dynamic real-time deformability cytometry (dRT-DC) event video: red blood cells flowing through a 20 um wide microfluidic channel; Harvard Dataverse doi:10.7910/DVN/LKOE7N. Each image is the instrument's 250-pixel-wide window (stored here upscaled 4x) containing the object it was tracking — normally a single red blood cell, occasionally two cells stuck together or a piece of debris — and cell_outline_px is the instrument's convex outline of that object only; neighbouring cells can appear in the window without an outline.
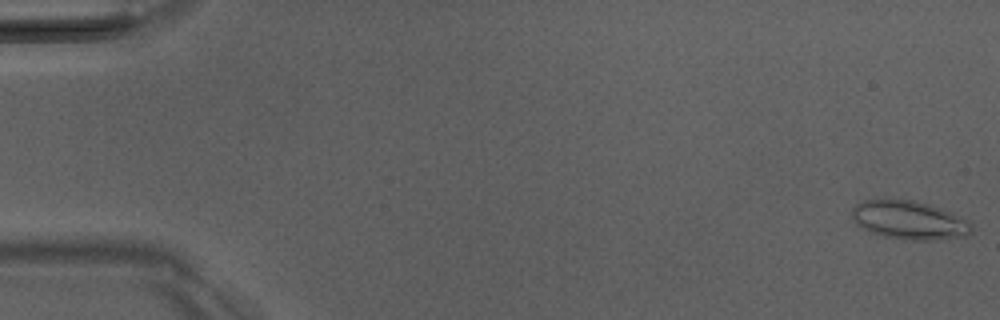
{"species": "Egyptian fruit bat (a non-hibernating species)", "species_latin": "Rousettus aegyptiacus", "temperature_condition": "room temperature", "stored_images_in_passage": 51, "camera_frame_rate_fps": 3000, "um_per_image_px": 0.085, "animal": {"sex": "male"}, "frame": {"image": 1, "passage_image": 1, "time_ms": 0.0, "image_size_px": [1000, 320], "cell_outline_px": [[972, 232], [968, 236], [932, 240], [904, 240], [884, 236], [868, 232], [856, 224], [852, 216], [852, 208], [856, 204], [864, 200], [916, 200], [952, 212], [968, 220], [972, 224]], "centroid_in_image_um": [77.3, 18.72], "position_along_channel_um": 7.7, "area_um2": 27.05}}
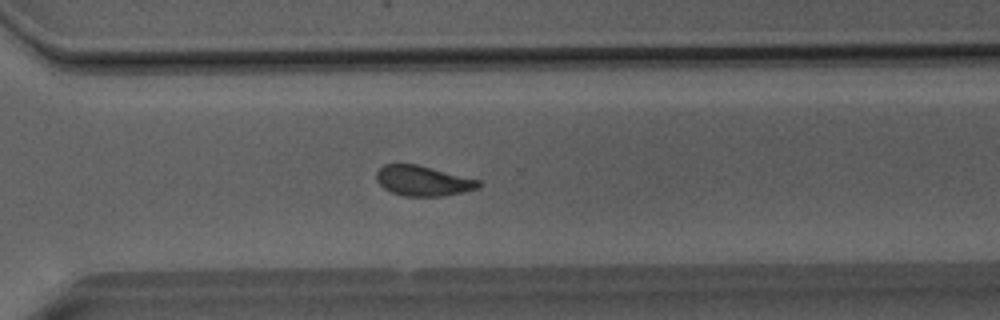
{"frame": {"image": 2, "passage_image": 37, "time_ms": 12.0, "image_size_px": [1000, 320], "cell_outline_px": [[480, 188], [464, 192], [444, 196], [404, 196], [392, 192], [384, 188], [376, 180], [376, 172], [384, 164], [416, 164], [480, 180]], "centroid_in_image_um": [35.96, 15.37], "position_along_channel_um": 334.6, "area_um2": 17.92}}
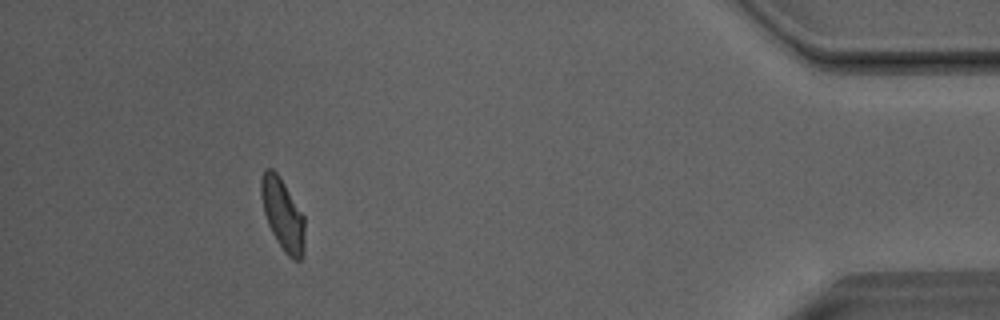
{"frame": {"image": 3, "passage_image": 47, "time_ms": 15.333, "image_size_px": [1000, 320], "cell_outline_px": [[304, 248], [300, 260], [292, 260], [284, 252], [276, 240], [268, 224], [264, 212], [260, 196], [260, 180], [264, 168], [272, 168], [280, 176], [304, 216]], "centroid_in_image_um": [24.01, 18.2], "position_along_channel_um": 411.2, "area_um2": 18.32}, "authors_computed_cell_mechanics": {"area_um2": 18.7272, "velocity_mm_per_s": 4.0398, "shape_relaxation_time_tau1_ms": 4.426, "shape_relaxation_time_tau2_ms": 2.033, "deformation_change_tau1": 0.1281, "deformation_change_tau2": 0.0834}}